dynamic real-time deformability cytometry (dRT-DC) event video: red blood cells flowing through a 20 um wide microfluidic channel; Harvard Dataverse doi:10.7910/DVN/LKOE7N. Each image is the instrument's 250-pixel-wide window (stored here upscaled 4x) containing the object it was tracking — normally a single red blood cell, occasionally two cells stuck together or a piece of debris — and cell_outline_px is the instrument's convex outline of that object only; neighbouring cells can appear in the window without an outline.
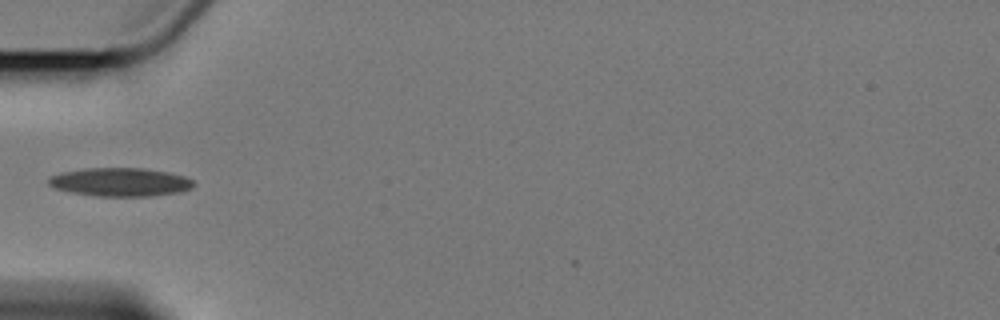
{"species": "Egyptian fruit bat (a non-hibernating species)", "species_latin": "Rousettus aegyptiacus", "temperature_condition": "cold", "stored_images_in_passage": 6, "camera_frame_rate_fps": 3000, "um_per_image_px": 0.085, "animal": {"sex": "female"}, "frame": {"image": 1, "passage_image": 5, "time_ms": 6.0, "image_size_px": [1000, 320], "cell_outline_px": [[196, 184], [192, 188], [180, 192], [148, 196], [96, 196], [68, 192], [52, 188], [48, 184], [48, 180], [52, 176], [64, 172], [84, 168], [144, 168], [168, 172], [184, 176], [192, 180]], "centroid_in_image_um": [10.22, 15.48], "position_along_channel_um": 74.8, "area_um2": 24.16}}